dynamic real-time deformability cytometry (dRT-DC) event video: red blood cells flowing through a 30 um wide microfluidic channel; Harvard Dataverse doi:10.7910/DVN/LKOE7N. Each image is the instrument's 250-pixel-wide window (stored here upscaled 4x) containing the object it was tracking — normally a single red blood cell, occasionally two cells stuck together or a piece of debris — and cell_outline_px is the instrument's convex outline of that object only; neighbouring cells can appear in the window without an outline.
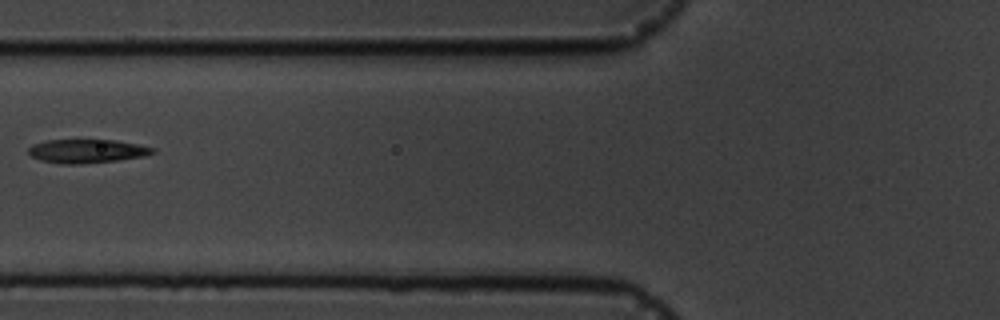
{"species": "common noctule bat (a hibernating species)", "species_latin": "Nyctalus noctula", "temperature_condition": "cold", "stored_images_in_passage": 8, "camera_frame_rate_fps": 3000, "um_per_image_px": 0.085, "animal": {"sex": "male", "body_mass_g": 19.5, "forearm_length_mm": 54.6}, "frame": {"image": 1, "passage_image": 6, "time_ms": 6.0, "image_size_px": [1000, 320], "cell_outline_px": [[156, 152], [144, 156], [116, 160], [80, 164], [60, 164], [40, 160], [32, 156], [28, 152], [28, 148], [32, 144], [48, 140], [116, 140], [156, 148]], "centroid_in_image_um": [7.38, 12.84], "position_along_channel_um": 118.4, "area_um2": 17.11}}
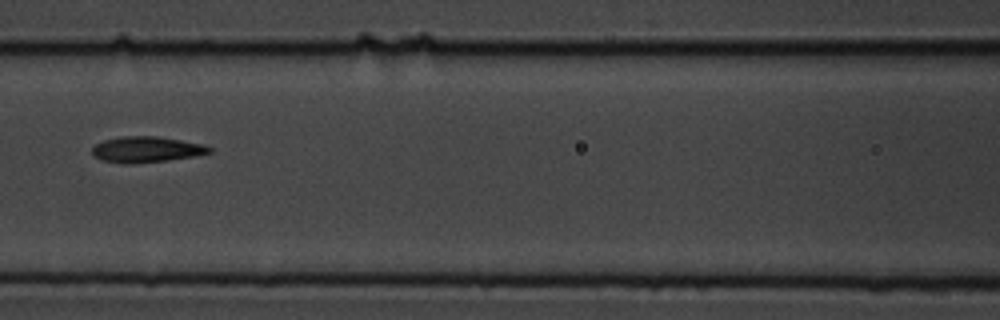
{"frame": {"image": 2, "passage_image": 7, "time_ms": 7.0, "image_size_px": [1000, 320], "cell_outline_px": [[212, 152], [192, 156], [168, 160], [132, 164], [120, 164], [100, 160], [92, 156], [92, 148], [96, 144], [104, 140], [120, 136], [156, 136], [204, 144], [212, 148]], "centroid_in_image_um": [12.39, 12.71], "position_along_channel_um": 154.2, "area_um2": 17.8}}
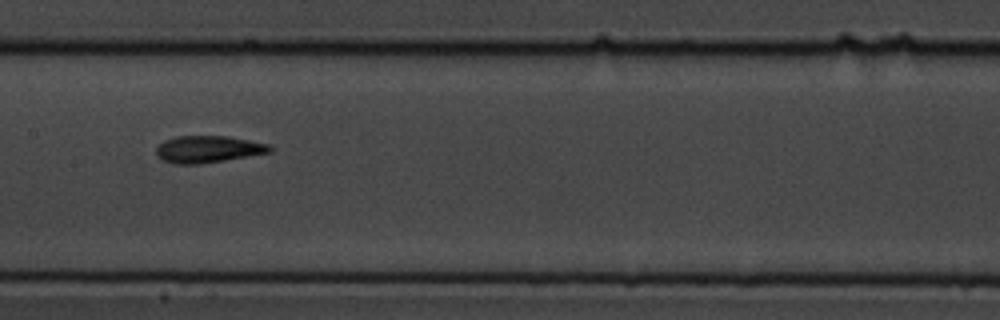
{"frame": {"image": 3, "passage_image": 8, "time_ms": 8.0, "image_size_px": [1000, 320], "cell_outline_px": [[272, 152], [200, 164], [172, 164], [164, 160], [156, 152], [156, 148], [164, 140], [176, 136], [228, 136], [268, 144], [272, 148]], "centroid_in_image_um": [17.68, 12.68], "position_along_channel_um": 189.7, "area_um2": 17.69}}